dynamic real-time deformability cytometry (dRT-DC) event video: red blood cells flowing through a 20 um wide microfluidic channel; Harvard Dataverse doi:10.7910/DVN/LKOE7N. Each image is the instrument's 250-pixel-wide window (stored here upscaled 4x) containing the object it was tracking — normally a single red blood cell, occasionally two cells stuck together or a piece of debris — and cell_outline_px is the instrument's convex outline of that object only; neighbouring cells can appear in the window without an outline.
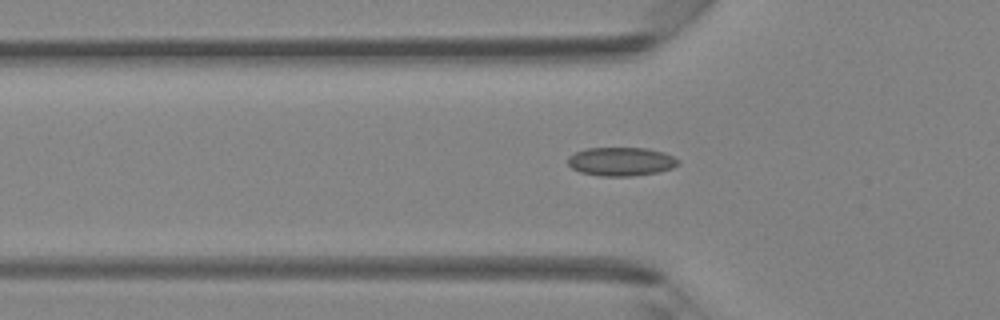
{"species": "Egyptian fruit bat (a non-hibernating species)", "species_latin": "Rousettus aegyptiacus", "temperature_condition": "room temperature", "stored_images_in_passage": 40, "camera_frame_rate_fps": 3000, "um_per_image_px": 0.085, "animal": {"sex": "female"}, "frame": {"image": 1, "passage_image": 14, "time_ms": 4.333, "image_size_px": [1000, 320], "cell_outline_px": [[680, 164], [672, 168], [656, 172], [632, 176], [600, 176], [580, 172], [572, 168], [568, 164], [568, 156], [576, 152], [588, 148], [644, 148], [664, 152], [680, 160]], "centroid_in_image_um": [52.79, 13.73], "position_along_channel_um": 73.0, "area_um2": 18.38}}
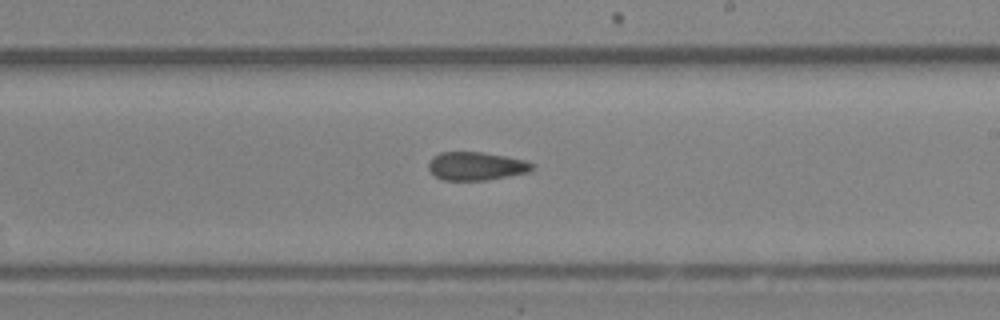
{"frame": {"image": 2, "passage_image": 25, "time_ms": 8.0, "image_size_px": [1000, 320], "cell_outline_px": [[536, 168], [532, 172], [484, 180], [444, 180], [436, 176], [428, 168], [428, 160], [432, 156], [440, 152], [484, 152], [524, 160], [536, 164]], "centroid_in_image_um": [40.51, 14.11], "position_along_channel_um": 248.5, "area_um2": 17.28}}
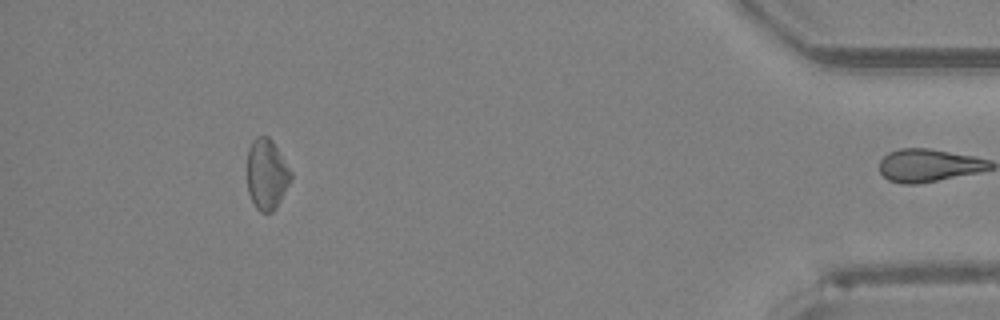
{"frame": {"image": 3, "passage_image": 39, "time_ms": 12.667, "image_size_px": [1000, 320], "cell_outline_px": [[292, 180], [276, 208], [272, 212], [260, 212], [256, 208], [248, 192], [248, 148], [252, 140], [256, 136], [268, 136], [272, 140], [292, 172]], "centroid_in_image_um": [22.68, 14.81], "position_along_channel_um": 412.5, "area_um2": 18.03}}